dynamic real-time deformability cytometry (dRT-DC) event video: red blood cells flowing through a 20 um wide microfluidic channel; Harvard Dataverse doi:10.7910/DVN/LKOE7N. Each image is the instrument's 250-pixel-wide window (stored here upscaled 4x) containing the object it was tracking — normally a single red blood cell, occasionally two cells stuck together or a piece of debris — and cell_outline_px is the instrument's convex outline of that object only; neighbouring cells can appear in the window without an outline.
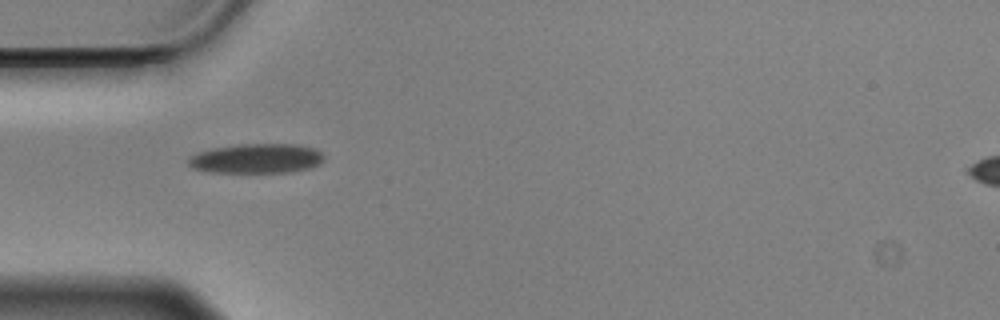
{"species": "Egyptian fruit bat (a non-hibernating species)", "species_latin": "Rousettus aegyptiacus", "temperature_condition": "cold", "stored_images_in_passage": 41, "camera_frame_rate_fps": 3000, "um_per_image_px": 0.085, "animal": {"sex": "male"}, "frame": {"image": 1, "passage_image": 1, "time_ms": 0.0, "image_size_px": [1000, 320], "cell_outline_px": [[324, 160], [320, 164], [308, 168], [292, 172], [212, 172], [192, 168], [188, 164], [188, 156], [196, 152], [212, 148], [240, 144], [300, 144], [316, 148], [324, 156]], "centroid_in_image_um": [21.81, 13.46], "position_along_channel_um": 63.2, "area_um2": 23.64}}
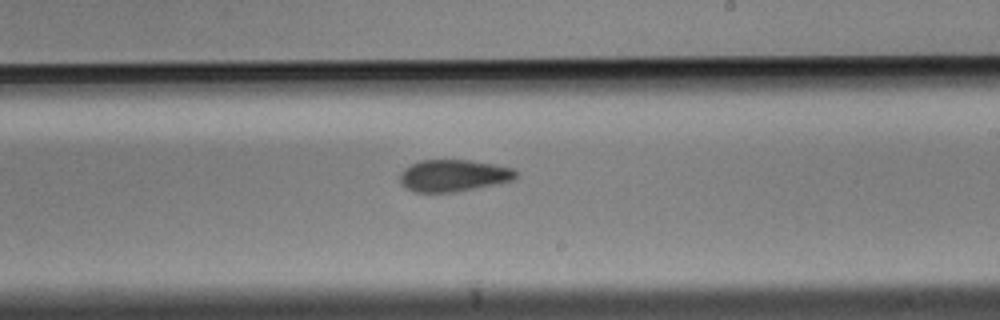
{"frame": {"image": 2, "passage_image": 17, "time_ms": 5.333, "image_size_px": [1000, 320], "cell_outline_px": [[520, 172], [516, 180], [456, 192], [412, 192], [404, 188], [400, 184], [400, 172], [404, 168], [420, 160], [468, 160], [496, 164], [512, 168]], "centroid_in_image_um": [38.56, 14.93], "position_along_channel_um": 250.4, "area_um2": 21.96}}
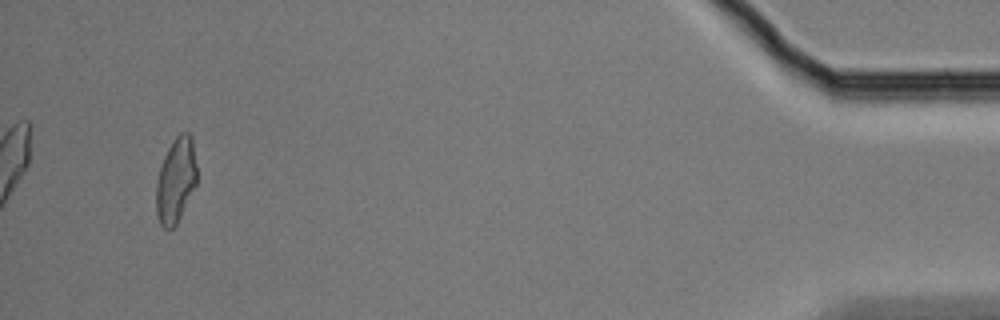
{"frame": {"image": 3, "passage_image": 38, "time_ms": 12.333, "image_size_px": [1000, 320], "cell_outline_px": [[196, 184], [176, 224], [172, 228], [164, 228], [160, 224], [156, 212], [156, 180], [164, 156], [168, 148], [176, 136], [180, 132], [188, 132], [192, 136], [196, 164]], "centroid_in_image_um": [14.94, 15.3], "position_along_channel_um": 420.3, "area_um2": 20.0}, "authors_computed_cell_mechanics": {"area_um2": 21.6172, "velocity_mm_per_s": 3.5195, "shape_relaxation_time_tau1_ms": 6.0022, "shape_relaxation_time_tau2_ms": 5.6111, "deformation_change_tau1": 0.127, "deformation_change_tau2": 0.1316}}